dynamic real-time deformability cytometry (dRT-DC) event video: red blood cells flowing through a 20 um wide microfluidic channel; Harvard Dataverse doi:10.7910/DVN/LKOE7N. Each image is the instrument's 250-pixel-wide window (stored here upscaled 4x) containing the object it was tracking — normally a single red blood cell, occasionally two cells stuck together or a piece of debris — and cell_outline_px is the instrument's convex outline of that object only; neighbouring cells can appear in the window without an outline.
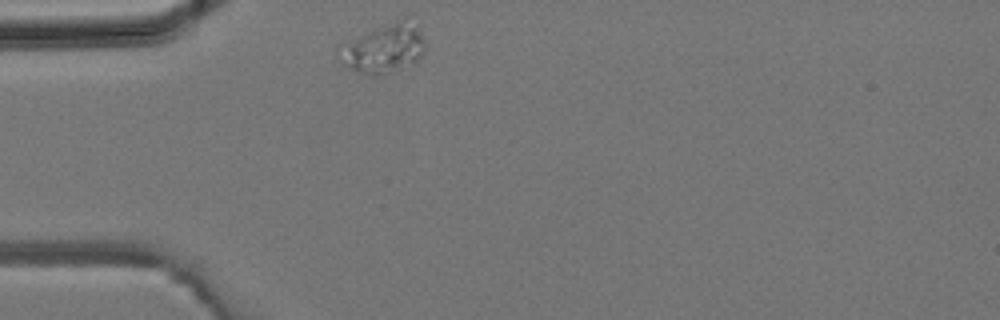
{"species": "common noctule bat (a hibernating species)", "species_latin": "Nyctalus noctula", "temperature_condition": "room temperature", "stored_images_in_passage": 34, "camera_frame_rate_fps": 3000, "um_per_image_px": 0.085, "animal": {"sex": "male", "body_mass_g": 19.2, "forearm_length_mm": 51.8}, "frame": {"image": 1, "passage_image": 1, "time_ms": 0.0, "image_size_px": [1000, 320], "cell_outline_px": [[424, 40], [420, 56], [412, 64], [384, 76], [372, 76], [348, 68], [344, 64], [344, 48], [348, 44], [360, 36], [368, 32], [404, 16], [424, 36]], "centroid_in_image_um": [32.73, 4.15], "position_along_channel_um": 52.3, "area_um2": 23.24}}
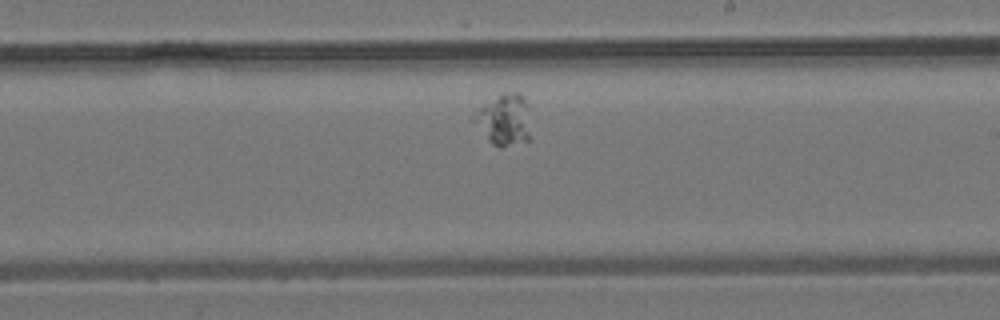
{"frame": {"image": 2, "passage_image": 15, "time_ms": 4.667, "image_size_px": [1000, 320], "cell_outline_px": [[532, 140], [500, 148], [492, 144], [468, 120], [472, 112], [484, 104], [504, 92], [520, 92], [524, 96]], "centroid_in_image_um": [42.79, 10.2], "position_along_channel_um": 246.2, "area_um2": 17.57}}
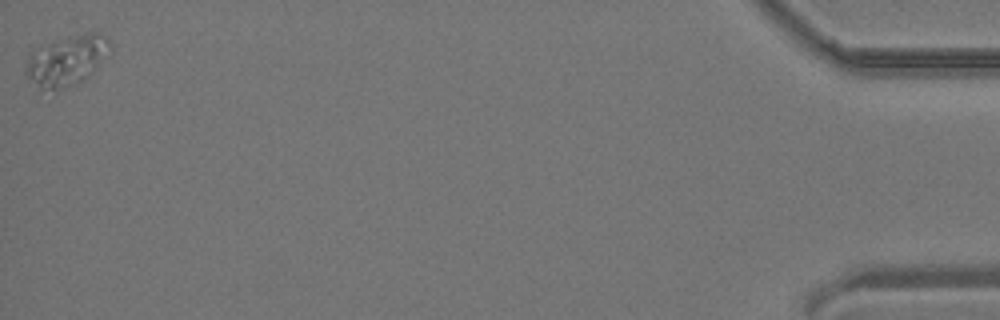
{"frame": {"image": 3, "passage_image": 34, "time_ms": 11.0, "image_size_px": [1000, 320], "cell_outline_px": [[112, 48], [96, 68], [88, 76], [56, 92], [40, 92], [24, 72], [24, 68], [28, 56], [32, 52], [48, 44], [80, 36], [108, 36], [112, 44]], "centroid_in_image_um": [5.6, 5.26], "position_along_channel_um": 429.6, "area_um2": 23.81}}